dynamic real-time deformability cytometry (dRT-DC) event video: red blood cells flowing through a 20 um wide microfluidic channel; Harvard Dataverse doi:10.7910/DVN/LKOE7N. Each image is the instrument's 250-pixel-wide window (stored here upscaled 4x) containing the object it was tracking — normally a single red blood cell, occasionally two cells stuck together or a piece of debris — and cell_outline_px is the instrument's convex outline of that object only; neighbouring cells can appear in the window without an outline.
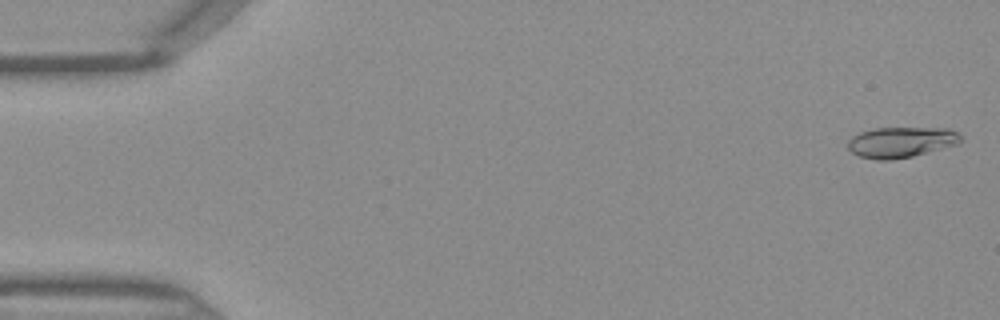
{"species": "Egyptian fruit bat (a non-hibernating species)", "species_latin": "Rousettus aegyptiacus", "temperature_condition": "warm", "stored_images_in_passage": 9, "camera_frame_rate_fps": 3000, "um_per_image_px": 0.085, "frame": {"image": 1, "passage_image": 1, "time_ms": 0.0, "image_size_px": [1000, 320], "cell_outline_px": [[964, 140], [956, 144], [912, 156], [892, 160], [876, 160], [860, 156], [852, 152], [848, 148], [848, 140], [852, 136], [860, 132], [876, 128], [948, 128], [960, 132]], "centroid_in_image_um": [76.61, 12.07], "position_along_channel_um": 8.4, "area_um2": 20.17}}